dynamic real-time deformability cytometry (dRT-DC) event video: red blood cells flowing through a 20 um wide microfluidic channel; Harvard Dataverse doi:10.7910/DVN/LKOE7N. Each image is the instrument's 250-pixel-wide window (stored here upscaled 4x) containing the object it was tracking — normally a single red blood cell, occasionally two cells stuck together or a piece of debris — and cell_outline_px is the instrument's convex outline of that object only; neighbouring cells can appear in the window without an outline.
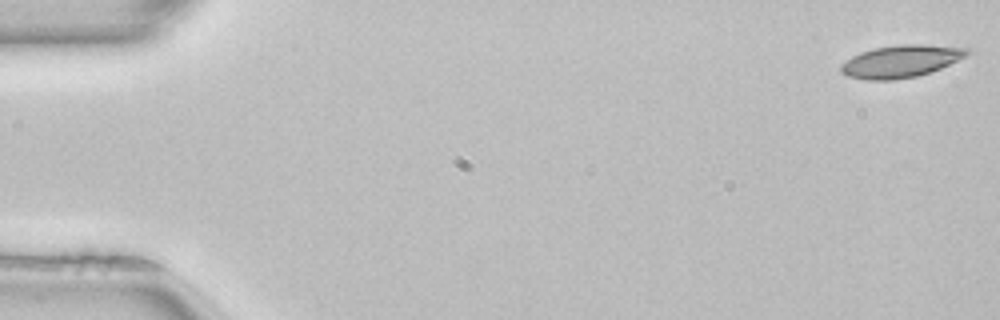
{"species": "common noctule bat (a hibernating species)", "species_latin": "Nyctalus noctula", "temperature_condition": "room temperature", "stored_images_in_passage": 12, "camera_frame_rate_fps": 3000, "um_per_image_px": 0.085, "animal": {"sex": "female", "body_mass_g": 22.7, "forearm_length_mm": 54.2}, "frame": {"image": 1, "passage_image": 1, "time_ms": 0.0, "image_size_px": [1000, 320], "cell_outline_px": [[972, 52], [940, 68], [916, 76], [892, 80], [864, 80], [848, 76], [840, 72], [840, 64], [852, 56], [860, 52], [872, 48], [900, 44], [920, 44], [968, 48]], "centroid_in_image_um": [76.51, 5.2], "position_along_channel_um": 8.5, "area_um2": 23.64}}